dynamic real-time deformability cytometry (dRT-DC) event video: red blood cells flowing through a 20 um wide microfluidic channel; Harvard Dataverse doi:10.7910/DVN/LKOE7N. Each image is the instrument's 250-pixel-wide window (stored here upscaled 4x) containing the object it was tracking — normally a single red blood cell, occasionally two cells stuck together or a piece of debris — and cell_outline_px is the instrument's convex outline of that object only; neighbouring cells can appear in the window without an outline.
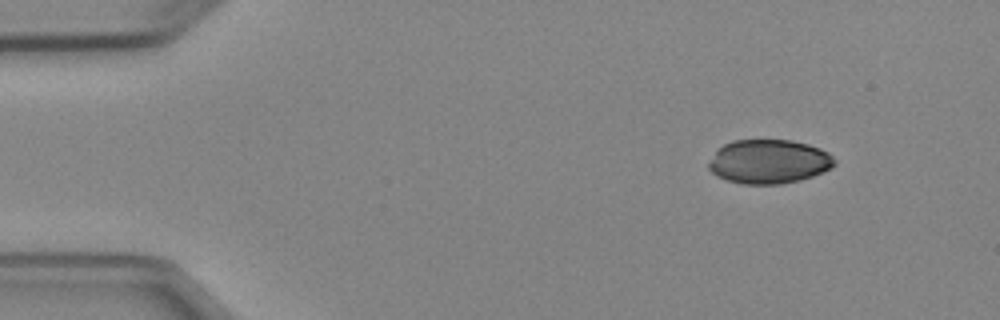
{"species": "Egyptian fruit bat (a non-hibernating species)", "species_latin": "Rousettus aegyptiacus", "temperature_condition": "cold", "stored_images_in_passage": 5, "camera_frame_rate_fps": 3000, "um_per_image_px": 0.085, "animal": {"sex": "female"}, "frame": {"image": 1, "passage_image": 5, "time_ms": 5.667, "image_size_px": [1000, 320], "cell_outline_px": [[836, 164], [832, 168], [812, 176], [800, 180], [780, 184], [740, 184], [716, 176], [708, 168], [708, 164], [716, 152], [724, 144], [732, 140], [792, 140], [808, 144], [820, 148], [828, 152], [836, 160]], "centroid_in_image_um": [65.38, 13.73], "position_along_channel_um": 19.6, "area_um2": 32.37}}